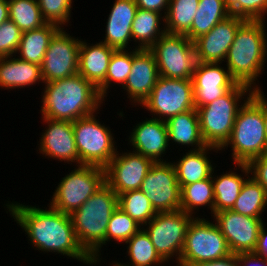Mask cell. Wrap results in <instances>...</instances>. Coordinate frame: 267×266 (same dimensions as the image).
<instances>
[{
    "mask_svg": "<svg viewBox=\"0 0 267 266\" xmlns=\"http://www.w3.org/2000/svg\"><path fill=\"white\" fill-rule=\"evenodd\" d=\"M5 206L28 236V240L43 252L60 253L79 260L85 264H92L93 259L79 244L73 222L69 214L59 212L51 206L44 210L38 206L9 202Z\"/></svg>",
    "mask_w": 267,
    "mask_h": 266,
    "instance_id": "obj_1",
    "label": "cell"
},
{
    "mask_svg": "<svg viewBox=\"0 0 267 266\" xmlns=\"http://www.w3.org/2000/svg\"><path fill=\"white\" fill-rule=\"evenodd\" d=\"M44 85L40 112L51 120L73 122L99 111L105 101L97 88L78 73Z\"/></svg>",
    "mask_w": 267,
    "mask_h": 266,
    "instance_id": "obj_2",
    "label": "cell"
},
{
    "mask_svg": "<svg viewBox=\"0 0 267 266\" xmlns=\"http://www.w3.org/2000/svg\"><path fill=\"white\" fill-rule=\"evenodd\" d=\"M265 20H245L235 34L224 62L232 78L253 91H261L256 84L267 60ZM227 60V61H226Z\"/></svg>",
    "mask_w": 267,
    "mask_h": 266,
    "instance_id": "obj_3",
    "label": "cell"
},
{
    "mask_svg": "<svg viewBox=\"0 0 267 266\" xmlns=\"http://www.w3.org/2000/svg\"><path fill=\"white\" fill-rule=\"evenodd\" d=\"M117 208L118 195L105 183L70 215L76 238L94 265L101 262L99 256L102 246L106 245L107 225Z\"/></svg>",
    "mask_w": 267,
    "mask_h": 266,
    "instance_id": "obj_4",
    "label": "cell"
},
{
    "mask_svg": "<svg viewBox=\"0 0 267 266\" xmlns=\"http://www.w3.org/2000/svg\"><path fill=\"white\" fill-rule=\"evenodd\" d=\"M231 136L222 151L231 146L235 163L248 164L252 159L267 153V138L263 116V92L254 91L248 100H243Z\"/></svg>",
    "mask_w": 267,
    "mask_h": 266,
    "instance_id": "obj_5",
    "label": "cell"
},
{
    "mask_svg": "<svg viewBox=\"0 0 267 266\" xmlns=\"http://www.w3.org/2000/svg\"><path fill=\"white\" fill-rule=\"evenodd\" d=\"M253 92L250 87L237 83L223 96L196 107L201 134L207 146L221 149L225 145L231 136L237 113L243 106L240 100H248Z\"/></svg>",
    "mask_w": 267,
    "mask_h": 266,
    "instance_id": "obj_6",
    "label": "cell"
},
{
    "mask_svg": "<svg viewBox=\"0 0 267 266\" xmlns=\"http://www.w3.org/2000/svg\"><path fill=\"white\" fill-rule=\"evenodd\" d=\"M94 112L72 122L79 165L105 168L117 153L114 134L96 119Z\"/></svg>",
    "mask_w": 267,
    "mask_h": 266,
    "instance_id": "obj_7",
    "label": "cell"
},
{
    "mask_svg": "<svg viewBox=\"0 0 267 266\" xmlns=\"http://www.w3.org/2000/svg\"><path fill=\"white\" fill-rule=\"evenodd\" d=\"M60 180L49 204L59 212L71 215L84 204L105 182V168L94 165H75Z\"/></svg>",
    "mask_w": 267,
    "mask_h": 266,
    "instance_id": "obj_8",
    "label": "cell"
},
{
    "mask_svg": "<svg viewBox=\"0 0 267 266\" xmlns=\"http://www.w3.org/2000/svg\"><path fill=\"white\" fill-rule=\"evenodd\" d=\"M214 222V224H213ZM194 217L188 226L179 264H194L215 261L231 254L226 239L215 221Z\"/></svg>",
    "mask_w": 267,
    "mask_h": 266,
    "instance_id": "obj_9",
    "label": "cell"
},
{
    "mask_svg": "<svg viewBox=\"0 0 267 266\" xmlns=\"http://www.w3.org/2000/svg\"><path fill=\"white\" fill-rule=\"evenodd\" d=\"M159 75L174 79H191L197 59L195 45L185 34L162 35L150 48Z\"/></svg>",
    "mask_w": 267,
    "mask_h": 266,
    "instance_id": "obj_10",
    "label": "cell"
},
{
    "mask_svg": "<svg viewBox=\"0 0 267 266\" xmlns=\"http://www.w3.org/2000/svg\"><path fill=\"white\" fill-rule=\"evenodd\" d=\"M194 217L181 209L159 212L144 226L156 252L165 262L175 256L174 261L179 264L186 232Z\"/></svg>",
    "mask_w": 267,
    "mask_h": 266,
    "instance_id": "obj_11",
    "label": "cell"
},
{
    "mask_svg": "<svg viewBox=\"0 0 267 266\" xmlns=\"http://www.w3.org/2000/svg\"><path fill=\"white\" fill-rule=\"evenodd\" d=\"M141 106L152 113V118L162 121H167L179 113L196 109L192 79L160 76L149 97Z\"/></svg>",
    "mask_w": 267,
    "mask_h": 266,
    "instance_id": "obj_12",
    "label": "cell"
},
{
    "mask_svg": "<svg viewBox=\"0 0 267 266\" xmlns=\"http://www.w3.org/2000/svg\"><path fill=\"white\" fill-rule=\"evenodd\" d=\"M140 190L146 194L157 213L181 209V188L171 162L154 163Z\"/></svg>",
    "mask_w": 267,
    "mask_h": 266,
    "instance_id": "obj_13",
    "label": "cell"
},
{
    "mask_svg": "<svg viewBox=\"0 0 267 266\" xmlns=\"http://www.w3.org/2000/svg\"><path fill=\"white\" fill-rule=\"evenodd\" d=\"M81 40L71 37L63 27L53 36L41 65L43 83L78 73Z\"/></svg>",
    "mask_w": 267,
    "mask_h": 266,
    "instance_id": "obj_14",
    "label": "cell"
},
{
    "mask_svg": "<svg viewBox=\"0 0 267 266\" xmlns=\"http://www.w3.org/2000/svg\"><path fill=\"white\" fill-rule=\"evenodd\" d=\"M154 162L135 151H117L105 167V182L117 194L140 189Z\"/></svg>",
    "mask_w": 267,
    "mask_h": 266,
    "instance_id": "obj_15",
    "label": "cell"
},
{
    "mask_svg": "<svg viewBox=\"0 0 267 266\" xmlns=\"http://www.w3.org/2000/svg\"><path fill=\"white\" fill-rule=\"evenodd\" d=\"M211 216L232 254L254 252L260 228L265 223L262 218L244 216L232 210L220 211Z\"/></svg>",
    "mask_w": 267,
    "mask_h": 266,
    "instance_id": "obj_16",
    "label": "cell"
},
{
    "mask_svg": "<svg viewBox=\"0 0 267 266\" xmlns=\"http://www.w3.org/2000/svg\"><path fill=\"white\" fill-rule=\"evenodd\" d=\"M219 64L221 63H196L191 78L195 108L216 100L237 84L230 75L229 70Z\"/></svg>",
    "mask_w": 267,
    "mask_h": 266,
    "instance_id": "obj_17",
    "label": "cell"
},
{
    "mask_svg": "<svg viewBox=\"0 0 267 266\" xmlns=\"http://www.w3.org/2000/svg\"><path fill=\"white\" fill-rule=\"evenodd\" d=\"M245 19L229 15L194 41L197 62L222 63Z\"/></svg>",
    "mask_w": 267,
    "mask_h": 266,
    "instance_id": "obj_18",
    "label": "cell"
},
{
    "mask_svg": "<svg viewBox=\"0 0 267 266\" xmlns=\"http://www.w3.org/2000/svg\"><path fill=\"white\" fill-rule=\"evenodd\" d=\"M160 75L155 57L149 49L132 50V69L124 86L133 105H142L149 97Z\"/></svg>",
    "mask_w": 267,
    "mask_h": 266,
    "instance_id": "obj_19",
    "label": "cell"
},
{
    "mask_svg": "<svg viewBox=\"0 0 267 266\" xmlns=\"http://www.w3.org/2000/svg\"><path fill=\"white\" fill-rule=\"evenodd\" d=\"M41 118L43 122L48 124V127L40 137L39 152L48 156V158L79 165V155L74 139L72 122Z\"/></svg>",
    "mask_w": 267,
    "mask_h": 266,
    "instance_id": "obj_20",
    "label": "cell"
},
{
    "mask_svg": "<svg viewBox=\"0 0 267 266\" xmlns=\"http://www.w3.org/2000/svg\"><path fill=\"white\" fill-rule=\"evenodd\" d=\"M133 151L151 159L154 163L167 162L160 158L168 149L169 137L166 121L148 118L139 122L129 136ZM135 148V149H134Z\"/></svg>",
    "mask_w": 267,
    "mask_h": 266,
    "instance_id": "obj_21",
    "label": "cell"
},
{
    "mask_svg": "<svg viewBox=\"0 0 267 266\" xmlns=\"http://www.w3.org/2000/svg\"><path fill=\"white\" fill-rule=\"evenodd\" d=\"M135 0H115L108 16L105 43L116 50L126 49L132 38L131 25L137 12Z\"/></svg>",
    "mask_w": 267,
    "mask_h": 266,
    "instance_id": "obj_22",
    "label": "cell"
},
{
    "mask_svg": "<svg viewBox=\"0 0 267 266\" xmlns=\"http://www.w3.org/2000/svg\"><path fill=\"white\" fill-rule=\"evenodd\" d=\"M116 49L105 43H86L82 40L79 47L78 74L98 88L104 81L109 62Z\"/></svg>",
    "mask_w": 267,
    "mask_h": 266,
    "instance_id": "obj_23",
    "label": "cell"
},
{
    "mask_svg": "<svg viewBox=\"0 0 267 266\" xmlns=\"http://www.w3.org/2000/svg\"><path fill=\"white\" fill-rule=\"evenodd\" d=\"M213 150L217 153L220 149L206 146L196 151L188 150L179 161L172 163L180 188L212 176L216 167L211 164L207 151Z\"/></svg>",
    "mask_w": 267,
    "mask_h": 266,
    "instance_id": "obj_24",
    "label": "cell"
},
{
    "mask_svg": "<svg viewBox=\"0 0 267 266\" xmlns=\"http://www.w3.org/2000/svg\"><path fill=\"white\" fill-rule=\"evenodd\" d=\"M13 56L0 58V87L26 88L42 81L41 66ZM38 81V82H37ZM19 87V88H18Z\"/></svg>",
    "mask_w": 267,
    "mask_h": 266,
    "instance_id": "obj_25",
    "label": "cell"
},
{
    "mask_svg": "<svg viewBox=\"0 0 267 266\" xmlns=\"http://www.w3.org/2000/svg\"><path fill=\"white\" fill-rule=\"evenodd\" d=\"M166 124L169 142L171 140L172 143L185 145L188 148L193 146L190 151L200 150L207 146L201 134L197 109L170 117Z\"/></svg>",
    "mask_w": 267,
    "mask_h": 266,
    "instance_id": "obj_26",
    "label": "cell"
},
{
    "mask_svg": "<svg viewBox=\"0 0 267 266\" xmlns=\"http://www.w3.org/2000/svg\"><path fill=\"white\" fill-rule=\"evenodd\" d=\"M238 169L241 168L242 174L247 179L245 180L240 194L236 199L232 211L240 213L244 216L261 218L267 207V192L250 174L248 164L235 163Z\"/></svg>",
    "mask_w": 267,
    "mask_h": 266,
    "instance_id": "obj_27",
    "label": "cell"
},
{
    "mask_svg": "<svg viewBox=\"0 0 267 266\" xmlns=\"http://www.w3.org/2000/svg\"><path fill=\"white\" fill-rule=\"evenodd\" d=\"M60 29L56 24L46 23L38 29L22 32L16 52L20 53L18 58L41 66L51 39Z\"/></svg>",
    "mask_w": 267,
    "mask_h": 266,
    "instance_id": "obj_28",
    "label": "cell"
},
{
    "mask_svg": "<svg viewBox=\"0 0 267 266\" xmlns=\"http://www.w3.org/2000/svg\"><path fill=\"white\" fill-rule=\"evenodd\" d=\"M229 15L228 0H199L191 29L185 35L194 42Z\"/></svg>",
    "mask_w": 267,
    "mask_h": 266,
    "instance_id": "obj_29",
    "label": "cell"
},
{
    "mask_svg": "<svg viewBox=\"0 0 267 266\" xmlns=\"http://www.w3.org/2000/svg\"><path fill=\"white\" fill-rule=\"evenodd\" d=\"M163 14L143 10L138 8L133 23L132 39L138 42V49H149L162 35L166 33L165 25L160 28V21L162 19L165 23V16Z\"/></svg>",
    "mask_w": 267,
    "mask_h": 266,
    "instance_id": "obj_30",
    "label": "cell"
},
{
    "mask_svg": "<svg viewBox=\"0 0 267 266\" xmlns=\"http://www.w3.org/2000/svg\"><path fill=\"white\" fill-rule=\"evenodd\" d=\"M231 171L220 176L212 173L214 190V213L231 210L238 198L241 188L247 178L241 174ZM215 176V177H214ZM243 176V177H241Z\"/></svg>",
    "mask_w": 267,
    "mask_h": 266,
    "instance_id": "obj_31",
    "label": "cell"
},
{
    "mask_svg": "<svg viewBox=\"0 0 267 266\" xmlns=\"http://www.w3.org/2000/svg\"><path fill=\"white\" fill-rule=\"evenodd\" d=\"M209 206L214 214V190L212 176L181 188V210L193 215L199 207Z\"/></svg>",
    "mask_w": 267,
    "mask_h": 266,
    "instance_id": "obj_32",
    "label": "cell"
},
{
    "mask_svg": "<svg viewBox=\"0 0 267 266\" xmlns=\"http://www.w3.org/2000/svg\"><path fill=\"white\" fill-rule=\"evenodd\" d=\"M125 244H129L127 246V255L131 262L127 265L119 262L123 266H160V264L165 263L156 252L150 237L143 227L126 241Z\"/></svg>",
    "mask_w": 267,
    "mask_h": 266,
    "instance_id": "obj_33",
    "label": "cell"
},
{
    "mask_svg": "<svg viewBox=\"0 0 267 266\" xmlns=\"http://www.w3.org/2000/svg\"><path fill=\"white\" fill-rule=\"evenodd\" d=\"M199 7V0H170L165 16L166 33L186 34Z\"/></svg>",
    "mask_w": 267,
    "mask_h": 266,
    "instance_id": "obj_34",
    "label": "cell"
},
{
    "mask_svg": "<svg viewBox=\"0 0 267 266\" xmlns=\"http://www.w3.org/2000/svg\"><path fill=\"white\" fill-rule=\"evenodd\" d=\"M9 19L22 32L38 29L47 22L43 19L37 0H8Z\"/></svg>",
    "mask_w": 267,
    "mask_h": 266,
    "instance_id": "obj_35",
    "label": "cell"
},
{
    "mask_svg": "<svg viewBox=\"0 0 267 266\" xmlns=\"http://www.w3.org/2000/svg\"><path fill=\"white\" fill-rule=\"evenodd\" d=\"M118 207L142 227L157 214L146 194L140 189L118 195Z\"/></svg>",
    "mask_w": 267,
    "mask_h": 266,
    "instance_id": "obj_36",
    "label": "cell"
},
{
    "mask_svg": "<svg viewBox=\"0 0 267 266\" xmlns=\"http://www.w3.org/2000/svg\"><path fill=\"white\" fill-rule=\"evenodd\" d=\"M132 69V51L126 49L115 50L111 56L105 81L97 88L100 97L104 100L107 91L113 83L124 86Z\"/></svg>",
    "mask_w": 267,
    "mask_h": 266,
    "instance_id": "obj_37",
    "label": "cell"
},
{
    "mask_svg": "<svg viewBox=\"0 0 267 266\" xmlns=\"http://www.w3.org/2000/svg\"><path fill=\"white\" fill-rule=\"evenodd\" d=\"M140 229L141 225H139L127 213L118 207L111 215L107 225L106 244L112 239L117 242L124 243Z\"/></svg>",
    "mask_w": 267,
    "mask_h": 266,
    "instance_id": "obj_38",
    "label": "cell"
},
{
    "mask_svg": "<svg viewBox=\"0 0 267 266\" xmlns=\"http://www.w3.org/2000/svg\"><path fill=\"white\" fill-rule=\"evenodd\" d=\"M43 19L62 28L71 17L73 0H37Z\"/></svg>",
    "mask_w": 267,
    "mask_h": 266,
    "instance_id": "obj_39",
    "label": "cell"
},
{
    "mask_svg": "<svg viewBox=\"0 0 267 266\" xmlns=\"http://www.w3.org/2000/svg\"><path fill=\"white\" fill-rule=\"evenodd\" d=\"M230 15L245 20L264 21L267 13V0H228Z\"/></svg>",
    "mask_w": 267,
    "mask_h": 266,
    "instance_id": "obj_40",
    "label": "cell"
},
{
    "mask_svg": "<svg viewBox=\"0 0 267 266\" xmlns=\"http://www.w3.org/2000/svg\"><path fill=\"white\" fill-rule=\"evenodd\" d=\"M22 31L10 19L0 24V58L16 55Z\"/></svg>",
    "mask_w": 267,
    "mask_h": 266,
    "instance_id": "obj_41",
    "label": "cell"
},
{
    "mask_svg": "<svg viewBox=\"0 0 267 266\" xmlns=\"http://www.w3.org/2000/svg\"><path fill=\"white\" fill-rule=\"evenodd\" d=\"M250 174L267 192V153L248 163Z\"/></svg>",
    "mask_w": 267,
    "mask_h": 266,
    "instance_id": "obj_42",
    "label": "cell"
},
{
    "mask_svg": "<svg viewBox=\"0 0 267 266\" xmlns=\"http://www.w3.org/2000/svg\"><path fill=\"white\" fill-rule=\"evenodd\" d=\"M138 8L163 13L166 16L170 0H135ZM165 8V9H164Z\"/></svg>",
    "mask_w": 267,
    "mask_h": 266,
    "instance_id": "obj_43",
    "label": "cell"
},
{
    "mask_svg": "<svg viewBox=\"0 0 267 266\" xmlns=\"http://www.w3.org/2000/svg\"><path fill=\"white\" fill-rule=\"evenodd\" d=\"M240 266H267V258L254 252L236 254Z\"/></svg>",
    "mask_w": 267,
    "mask_h": 266,
    "instance_id": "obj_44",
    "label": "cell"
},
{
    "mask_svg": "<svg viewBox=\"0 0 267 266\" xmlns=\"http://www.w3.org/2000/svg\"><path fill=\"white\" fill-rule=\"evenodd\" d=\"M192 266H240L238 262V257L236 254H230L221 259H217L215 261L202 262L198 264H194Z\"/></svg>",
    "mask_w": 267,
    "mask_h": 266,
    "instance_id": "obj_45",
    "label": "cell"
},
{
    "mask_svg": "<svg viewBox=\"0 0 267 266\" xmlns=\"http://www.w3.org/2000/svg\"><path fill=\"white\" fill-rule=\"evenodd\" d=\"M264 225L265 224H263L260 228L257 246L254 250V253L264 258H267V232L265 230L266 227H264Z\"/></svg>",
    "mask_w": 267,
    "mask_h": 266,
    "instance_id": "obj_46",
    "label": "cell"
},
{
    "mask_svg": "<svg viewBox=\"0 0 267 266\" xmlns=\"http://www.w3.org/2000/svg\"><path fill=\"white\" fill-rule=\"evenodd\" d=\"M9 19L8 0H0V24Z\"/></svg>",
    "mask_w": 267,
    "mask_h": 266,
    "instance_id": "obj_47",
    "label": "cell"
},
{
    "mask_svg": "<svg viewBox=\"0 0 267 266\" xmlns=\"http://www.w3.org/2000/svg\"><path fill=\"white\" fill-rule=\"evenodd\" d=\"M263 116H264V123H265V135L267 138V100L263 92Z\"/></svg>",
    "mask_w": 267,
    "mask_h": 266,
    "instance_id": "obj_48",
    "label": "cell"
},
{
    "mask_svg": "<svg viewBox=\"0 0 267 266\" xmlns=\"http://www.w3.org/2000/svg\"><path fill=\"white\" fill-rule=\"evenodd\" d=\"M114 262V264H112L113 266H123V265H121L120 263H118V262H116L115 263V261H113Z\"/></svg>",
    "mask_w": 267,
    "mask_h": 266,
    "instance_id": "obj_49",
    "label": "cell"
}]
</instances>
